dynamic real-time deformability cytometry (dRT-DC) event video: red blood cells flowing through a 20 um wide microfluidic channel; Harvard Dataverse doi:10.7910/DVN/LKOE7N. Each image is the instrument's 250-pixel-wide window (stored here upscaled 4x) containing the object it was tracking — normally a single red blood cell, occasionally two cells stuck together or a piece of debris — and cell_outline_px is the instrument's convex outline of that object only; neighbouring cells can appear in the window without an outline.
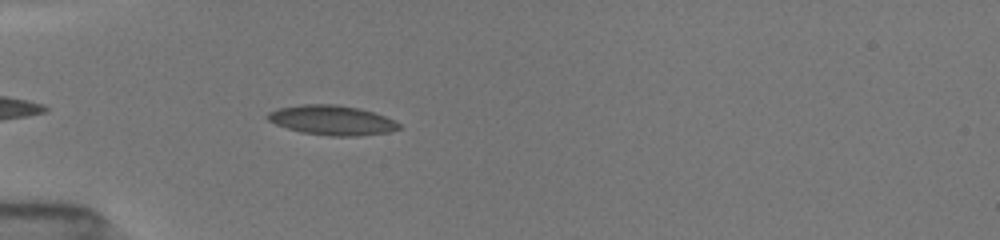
{"species": "common noctule bat (a hibernating species)", "species_latin": "Nyctalus noctula", "temperature_condition": "room temperature", "stored_images_in_passage": 20, "camera_frame_rate_fps": 3000, "um_per_image_px": 0.085, "animal": {"sex": "female", "body_mass_g": 19.5, "forearm_length_mm": 54.1}, "frame": {"image": 1, "passage_image": 2, "time_ms": 1.0, "image_size_px": [1000, 240], "cell_outline_px": [[400, 128], [388, 132], [356, 136], [332, 136], [300, 132], [276, 124], [268, 120], [264, 116], [268, 112], [280, 108], [300, 104], [336, 104], [356, 108], [372, 112], [384, 116], [400, 124]], "centroid_in_image_um": [28.17, 10.21], "position_along_channel_um": 56.8, "area_um2": 22.48}}
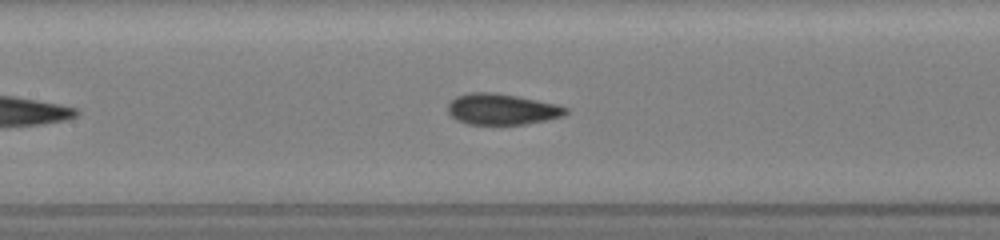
{"frame": {"image": 2, "passage_image": 9, "time_ms": 4.0, "image_size_px": [1000, 240], "cell_outline_px": [[568, 112], [564, 116], [548, 120], [524, 124], [468, 124], [456, 120], [448, 112], [448, 104], [456, 96], [468, 92], [492, 92], [516, 96], [556, 104], [568, 108]], "centroid_in_image_um": [42.66, 9.28], "position_along_channel_um": 164.7, "area_um2": 21.27}}
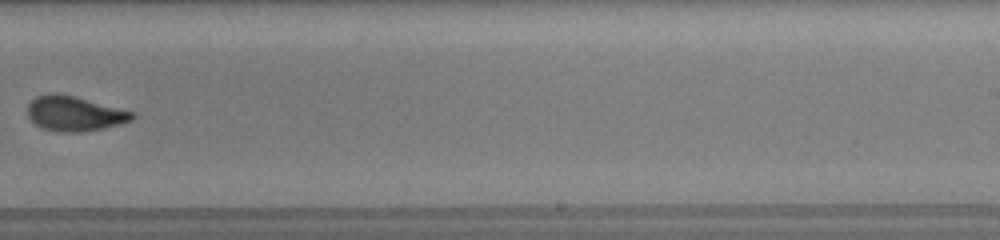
{"frame": {"image": 3, "passage_image": 16, "time_ms": 7.0, "image_size_px": [1000, 240], "cell_outline_px": [[136, 116], [132, 120], [120, 124], [104, 128], [76, 132], [64, 132], [44, 128], [36, 124], [28, 116], [28, 104], [36, 96], [56, 92], [76, 96], [136, 112]], "centroid_in_image_um": [6.38, 9.63], "position_along_channel_um": 282.6, "area_um2": 21.27}}